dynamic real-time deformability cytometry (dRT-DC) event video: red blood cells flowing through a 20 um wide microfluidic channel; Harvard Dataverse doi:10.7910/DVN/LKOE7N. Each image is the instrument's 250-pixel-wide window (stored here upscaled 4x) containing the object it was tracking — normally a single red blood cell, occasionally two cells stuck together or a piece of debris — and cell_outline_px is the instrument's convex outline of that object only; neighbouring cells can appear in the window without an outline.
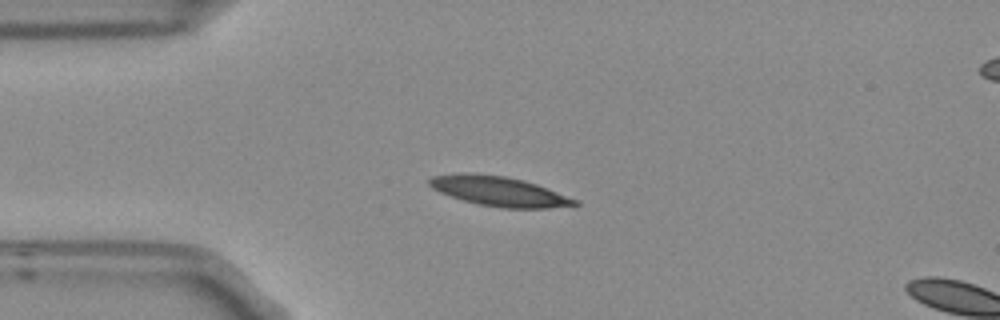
{"species": "Egyptian fruit bat (a non-hibernating species)", "species_latin": "Rousettus aegyptiacus", "temperature_condition": "room temperature", "stored_images_in_passage": 5, "camera_frame_rate_fps": 3000, "um_per_image_px": 0.085, "frame": {"image": 1, "passage_image": 3, "time_ms": 0.667, "image_size_px": [1000, 320], "cell_outline_px": [[580, 204], [548, 208], [504, 208], [480, 204], [464, 200], [440, 192], [432, 188], [428, 184], [428, 180], [432, 176], [456, 172], [476, 172], [504, 176], [524, 180], [536, 184], [580, 200]], "centroid_in_image_um": [42.41, 16.23], "position_along_channel_um": 42.6, "area_um2": 25.26}}
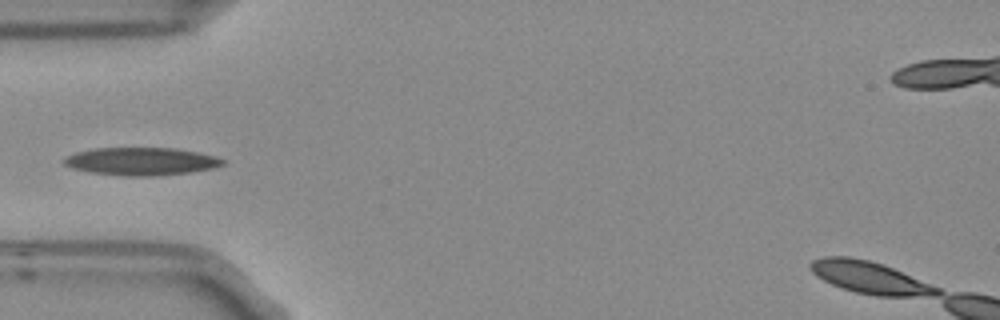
{"frame": {"image": 2, "passage_image": 4, "time_ms": 1.0, "image_size_px": [1000, 320], "cell_outline_px": [[228, 160], [224, 164], [212, 168], [192, 172], [160, 176], [120, 176], [92, 172], [72, 168], [64, 164], [60, 160], [64, 156], [76, 152], [96, 148], [176, 148], [200, 152], [216, 156]], "centroid_in_image_um": [12.02, 13.72], "position_along_channel_um": 73.0, "area_um2": 26.13}}